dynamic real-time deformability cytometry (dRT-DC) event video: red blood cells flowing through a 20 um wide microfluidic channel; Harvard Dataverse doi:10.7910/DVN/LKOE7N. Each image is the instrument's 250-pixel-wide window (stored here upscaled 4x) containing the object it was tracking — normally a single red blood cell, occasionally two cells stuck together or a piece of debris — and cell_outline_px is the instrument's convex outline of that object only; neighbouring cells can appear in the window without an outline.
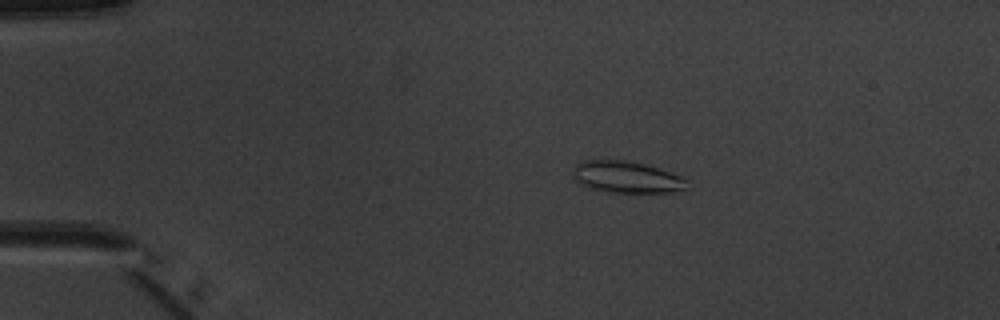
{"species": "common noctule bat (a hibernating species)", "species_latin": "Nyctalus noctula", "temperature_condition": "warm", "stored_images_in_passage": 8, "camera_frame_rate_fps": 3000, "um_per_image_px": 0.085, "animal": {"sex": "male", "body_mass_g": 20.1, "forearm_length_mm": 53.5}, "frame": {"image": 1, "passage_image": 3, "time_ms": 2.333, "image_size_px": [1000, 320], "cell_outline_px": [[688, 180], [684, 188], [672, 192], [608, 192], [588, 188], [580, 184], [572, 176], [576, 164], [580, 160], [624, 160], [644, 164], [684, 176]], "centroid_in_image_um": [53.23, 15.05], "position_along_channel_um": 31.8, "area_um2": 21.04}}
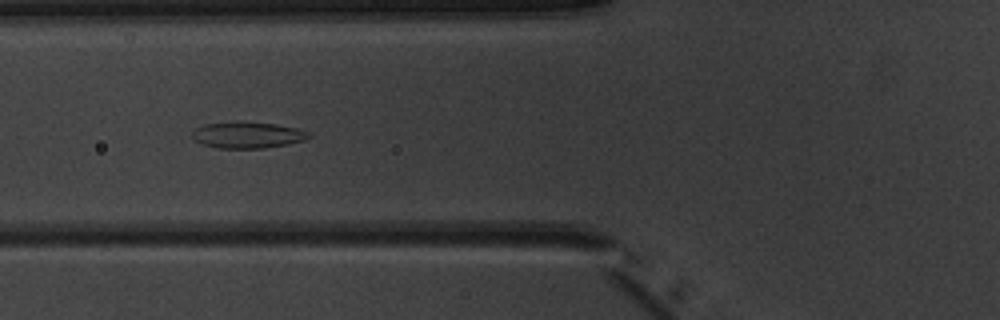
{"frame": {"image": 2, "passage_image": 6, "time_ms": 5.667, "image_size_px": [1000, 320], "cell_outline_px": [[312, 136], [304, 140], [288, 144], [264, 148], [220, 148], [204, 144], [196, 140], [192, 136], [192, 132], [196, 128], [204, 124], [240, 120], [276, 124], [296, 128], [312, 132]], "centroid_in_image_um": [21.08, 11.45], "position_along_channel_um": 104.7, "area_um2": 18.09}}
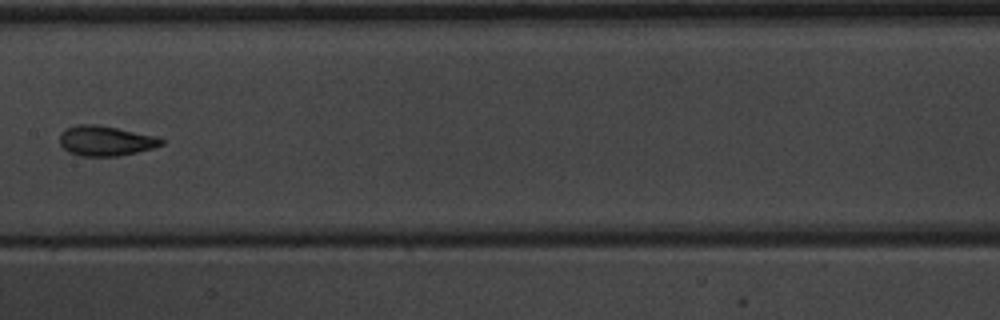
{"frame": {"image": 3, "passage_image": 8, "time_ms": 8.0, "image_size_px": [1000, 320], "cell_outline_px": [[164, 144], [152, 148], [136, 152], [116, 156], [80, 156], [68, 152], [60, 144], [60, 132], [64, 128], [76, 124], [92, 124], [116, 128], [156, 136], [164, 140]], "centroid_in_image_um": [8.93, 11.96], "position_along_channel_um": 198.5, "area_um2": 17.74}}